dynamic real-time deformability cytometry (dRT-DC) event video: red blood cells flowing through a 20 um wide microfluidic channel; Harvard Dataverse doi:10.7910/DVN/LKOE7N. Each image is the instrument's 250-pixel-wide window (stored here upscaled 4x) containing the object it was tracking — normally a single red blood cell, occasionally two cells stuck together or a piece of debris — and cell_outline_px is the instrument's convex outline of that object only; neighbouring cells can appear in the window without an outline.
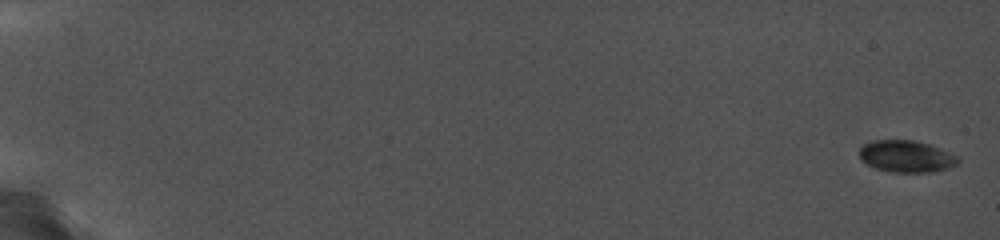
{"species": "common noctule bat (a hibernating species)", "species_latin": "Nyctalus noctula", "temperature_condition": "cold", "stored_images_in_passage": 29, "camera_frame_rate_fps": 5000, "um_per_image_px": 0.085, "animal": {"sex": "female", "body_mass_g": 19.0, "forearm_length_mm": 56.7}, "frame": {"image": 1, "passage_image": 1, "time_ms": 0.0, "image_size_px": [1000, 240], "cell_outline_px": [[960, 160], [956, 164], [948, 168], [932, 172], [888, 172], [876, 168], [860, 160], [860, 148], [864, 144], [872, 140], [916, 140], [940, 148], [960, 156]], "centroid_in_image_um": [77.05, 13.29], "position_along_channel_um": 7.9, "area_um2": 18.44}}
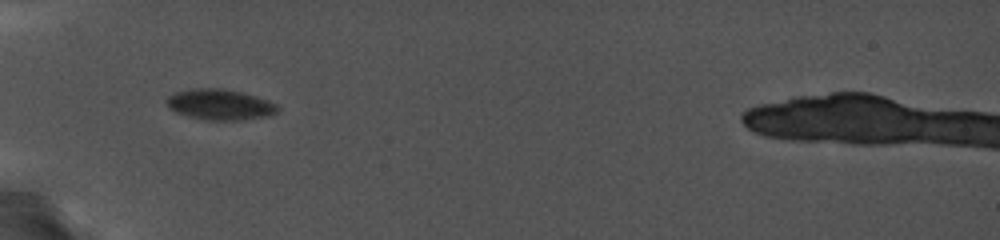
{"frame": {"image": 2, "passage_image": 10, "time_ms": 7.0, "image_size_px": [1000, 240], "cell_outline_px": [[280, 108], [276, 112], [260, 116], [236, 120], [208, 120], [176, 112], [168, 104], [168, 96], [176, 92], [192, 88], [220, 88], [244, 92], [268, 100], [276, 104]], "centroid_in_image_um": [18.71, 8.86], "position_along_channel_um": 66.3, "area_um2": 19.31}}